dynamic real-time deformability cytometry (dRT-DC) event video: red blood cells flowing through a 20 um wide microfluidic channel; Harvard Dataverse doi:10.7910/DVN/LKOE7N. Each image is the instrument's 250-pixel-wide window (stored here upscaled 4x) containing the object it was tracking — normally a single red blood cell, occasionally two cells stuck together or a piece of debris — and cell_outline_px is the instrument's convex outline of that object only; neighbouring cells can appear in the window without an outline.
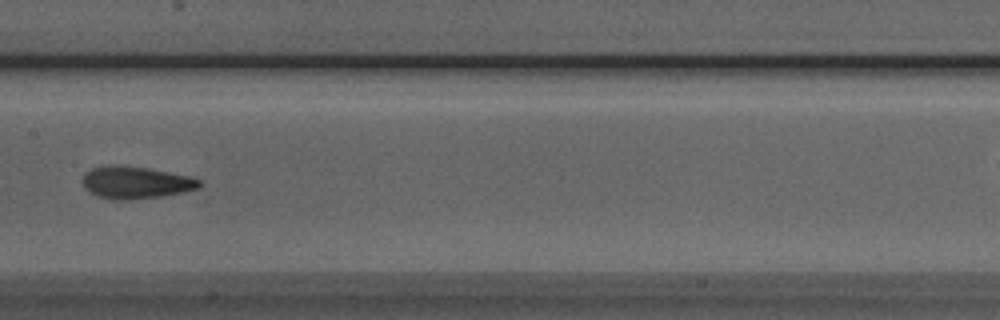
{"species": "Egyptian fruit bat (a non-hibernating species)", "species_latin": "Rousettus aegyptiacus", "temperature_condition": "room temperature", "stored_images_in_passage": 8, "segment_of_instrument_passage": [1, 2], "camera_frame_rate_fps": 3000, "um_per_image_px": 0.085, "animal": {"sex": "male"}, "frame": {"image": 1, "passage_image": 7, "time_ms": 7.0, "image_size_px": [1000, 320], "cell_outline_px": [[204, 184], [196, 188], [184, 192], [160, 196], [128, 200], [112, 200], [96, 196], [84, 188], [84, 172], [92, 168], [108, 164], [124, 164], [148, 168], [192, 176], [200, 180]], "centroid_in_image_um": [11.53, 15.49], "position_along_channel_um": 195.9, "area_um2": 22.31}}